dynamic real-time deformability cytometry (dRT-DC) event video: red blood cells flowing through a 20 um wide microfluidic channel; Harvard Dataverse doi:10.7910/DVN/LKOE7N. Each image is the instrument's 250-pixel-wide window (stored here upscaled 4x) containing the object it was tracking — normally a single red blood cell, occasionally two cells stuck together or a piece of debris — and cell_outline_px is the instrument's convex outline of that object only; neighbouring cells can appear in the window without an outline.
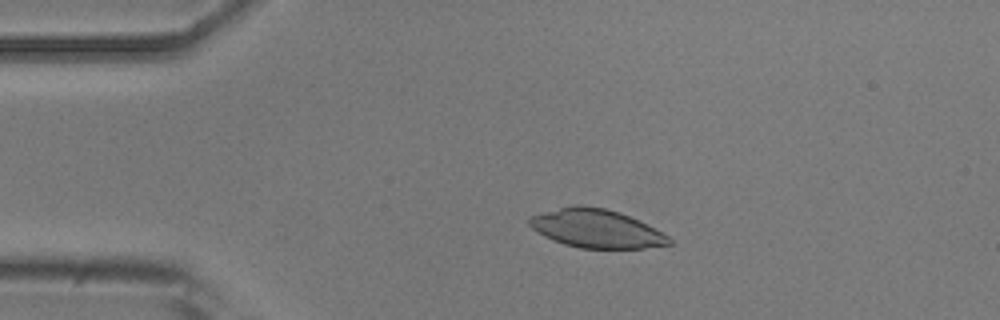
{"species": "common noctule bat (a hibernating species)", "species_latin": "Nyctalus noctula", "temperature_condition": "room temperature", "stored_images_in_passage": 5, "camera_frame_rate_fps": 3000, "um_per_image_px": 0.085, "animal": {"sex": "male", "body_mass_g": 20.5, "forearm_length_mm": 52.5}, "frame": {"image": 1, "passage_image": 4, "time_ms": 3.333, "image_size_px": [1000, 320], "cell_outline_px": [[672, 244], [644, 248], [580, 248], [564, 244], [552, 240], [544, 236], [532, 228], [528, 224], [528, 220], [532, 216], [544, 212], [572, 204], [580, 204], [604, 208], [620, 212], [668, 236], [672, 240]], "centroid_in_image_um": [50.65, 19.42], "position_along_channel_um": 34.4, "area_um2": 30.98}}